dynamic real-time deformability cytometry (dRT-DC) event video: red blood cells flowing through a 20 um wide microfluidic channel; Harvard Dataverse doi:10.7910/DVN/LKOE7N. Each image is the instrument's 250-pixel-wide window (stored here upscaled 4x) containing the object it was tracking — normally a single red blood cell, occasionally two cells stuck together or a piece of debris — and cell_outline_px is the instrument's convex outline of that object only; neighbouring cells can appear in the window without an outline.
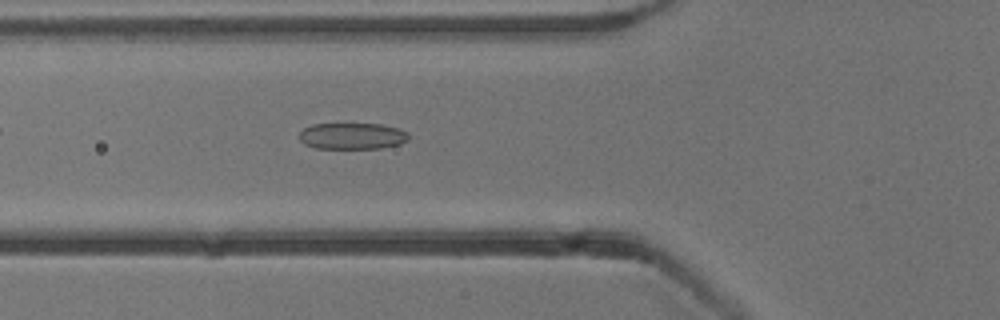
{"species": "common noctule bat (a hibernating species)", "species_latin": "Nyctalus noctula", "temperature_condition": "cold", "stored_images_in_passage": 40, "camera_frame_rate_fps": 3000, "um_per_image_px": 0.085, "animal": {"sex": "male", "body_mass_g": 13.3}, "frame": {"image": 1, "passage_image": 6, "time_ms": 1.667, "image_size_px": [1000, 320], "cell_outline_px": [[408, 140], [400, 144], [380, 148], [316, 148], [304, 144], [300, 140], [300, 132], [304, 128], [312, 124], [380, 124], [400, 128], [408, 132]], "centroid_in_image_um": [29.96, 11.56], "position_along_channel_um": 95.8, "area_um2": 16.82}}
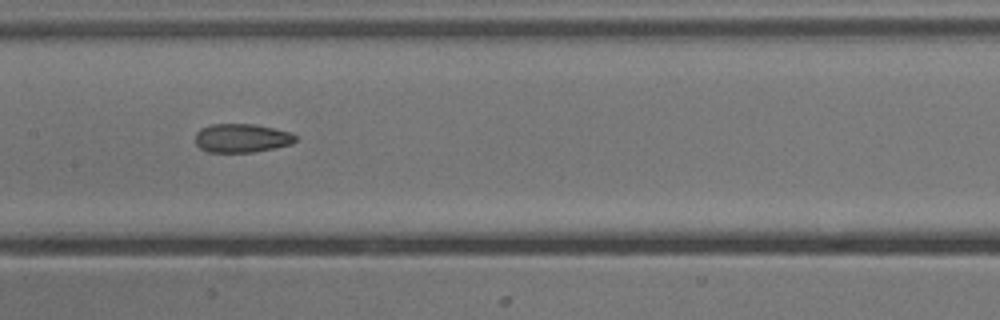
{"frame": {"image": 2, "passage_image": 13, "time_ms": 4.0, "image_size_px": [1000, 320], "cell_outline_px": [[296, 140], [292, 144], [252, 152], [208, 152], [200, 148], [196, 144], [196, 132], [200, 128], [212, 124], [256, 124], [292, 132], [296, 136]], "centroid_in_image_um": [20.55, 11.73], "position_along_channel_um": 186.9, "area_um2": 16.82}}
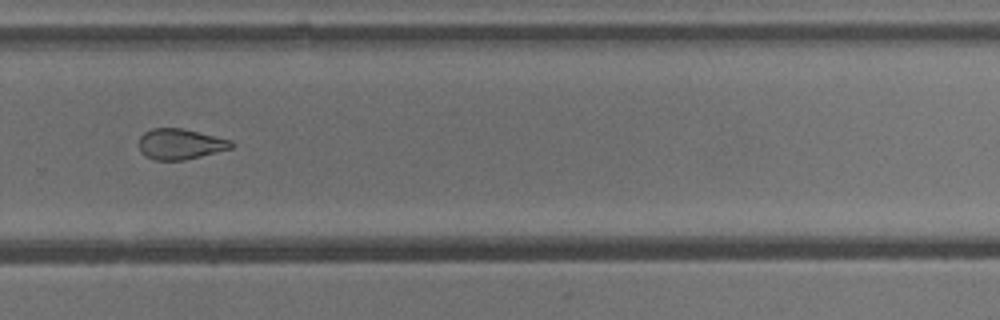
{"frame": {"image": 3, "passage_image": 23, "time_ms": 7.333, "image_size_px": [1000, 320], "cell_outline_px": [[236, 144], [232, 148], [184, 160], [156, 160], [140, 152], [140, 136], [144, 132], [152, 128], [184, 128], [232, 140]], "centroid_in_image_um": [15.35, 12.23], "position_along_channel_um": 314.4, "area_um2": 16.47}, "authors_computed_cell_mechanics": {"area_um2": 17.6579, "velocity_mm_per_s": 3.8501, "shape_relaxation_time_tau1_ms": 6.0049, "shape_relaxation_time_tau2_ms": 1.8018, "deformation_change_tau1": 0.15, "deformation_change_tau2": 0.0881}}